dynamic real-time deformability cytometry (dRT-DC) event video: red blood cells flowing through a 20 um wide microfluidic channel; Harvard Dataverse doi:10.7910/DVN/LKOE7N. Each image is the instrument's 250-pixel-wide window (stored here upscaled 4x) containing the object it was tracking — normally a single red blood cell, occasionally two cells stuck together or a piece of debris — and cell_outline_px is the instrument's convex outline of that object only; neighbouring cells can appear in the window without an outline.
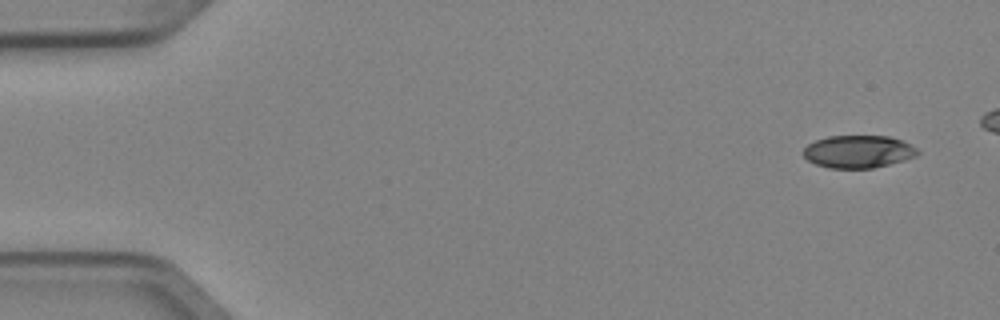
{"species": "Egyptian fruit bat (a non-hibernating species)", "species_latin": "Rousettus aegyptiacus", "temperature_condition": "cold", "stored_images_in_passage": 6, "camera_frame_rate_fps": 3000, "um_per_image_px": 0.085, "animal": {"sex": "female"}, "frame": {"image": 1, "passage_image": 1, "time_ms": 0.0, "image_size_px": [1000, 320], "cell_outline_px": [[920, 152], [916, 156], [904, 160], [872, 168], [828, 168], [816, 164], [808, 160], [804, 156], [804, 148], [808, 144], [816, 140], [828, 136], [888, 136], [904, 140], [912, 144]], "centroid_in_image_um": [72.98, 12.88], "position_along_channel_um": 12.0, "area_um2": 21.73}}
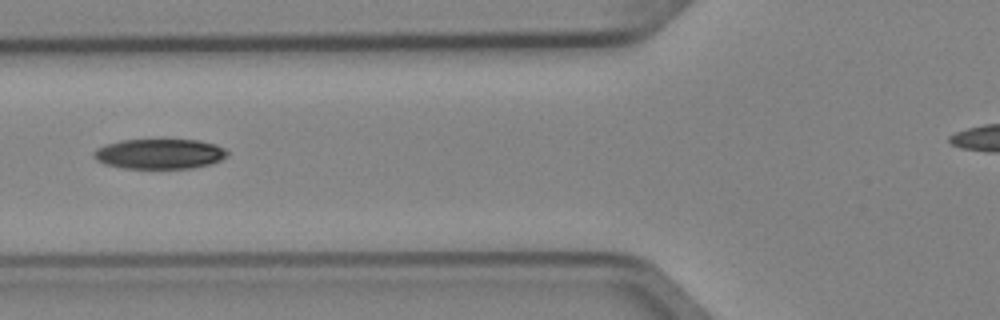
{"frame": {"image": 2, "passage_image": 6, "time_ms": 1.667, "image_size_px": [1000, 320], "cell_outline_px": [[228, 156], [220, 160], [208, 164], [192, 168], [124, 168], [104, 164], [96, 160], [92, 156], [92, 152], [96, 148], [104, 144], [120, 140], [160, 136], [200, 140], [216, 144], [224, 148], [228, 152]], "centroid_in_image_um": [13.53, 13.01], "position_along_channel_um": 112.3, "area_um2": 24.68}}